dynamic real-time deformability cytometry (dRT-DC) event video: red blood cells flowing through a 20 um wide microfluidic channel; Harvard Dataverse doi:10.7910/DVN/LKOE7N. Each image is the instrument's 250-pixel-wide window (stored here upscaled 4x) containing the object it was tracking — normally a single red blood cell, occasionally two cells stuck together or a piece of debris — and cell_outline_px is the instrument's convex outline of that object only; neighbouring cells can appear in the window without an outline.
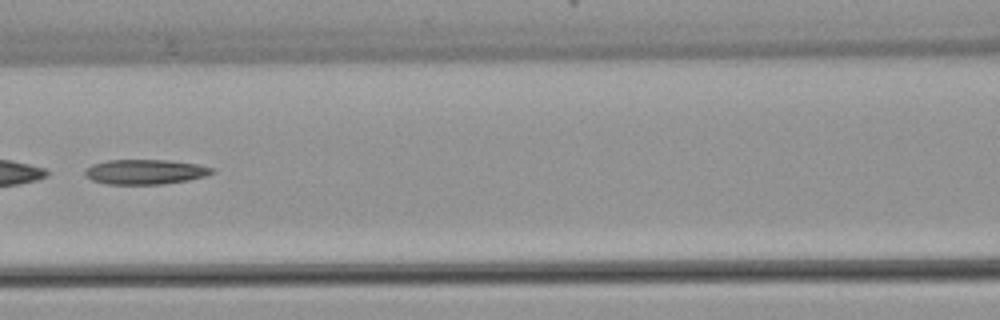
{"species": "common noctule bat (a hibernating species)", "species_latin": "Nyctalus noctula", "temperature_condition": "warm", "stored_images_in_passage": 7, "camera_frame_rate_fps": 3000, "um_per_image_px": 0.085, "animal": {"sex": "female", "body_mass_g": 22.7, "forearm_length_mm": 54.2}, "frame": {"image": 1, "passage_image": 7, "time_ms": 7.0, "image_size_px": [1000, 320], "cell_outline_px": [[216, 172], [208, 176], [188, 180], [160, 184], [108, 184], [92, 180], [84, 176], [84, 168], [92, 164], [108, 160], [168, 160], [196, 164], [216, 168]], "centroid_in_image_um": [12.35, 14.6], "position_along_channel_um": 154.2, "area_um2": 18.61}}